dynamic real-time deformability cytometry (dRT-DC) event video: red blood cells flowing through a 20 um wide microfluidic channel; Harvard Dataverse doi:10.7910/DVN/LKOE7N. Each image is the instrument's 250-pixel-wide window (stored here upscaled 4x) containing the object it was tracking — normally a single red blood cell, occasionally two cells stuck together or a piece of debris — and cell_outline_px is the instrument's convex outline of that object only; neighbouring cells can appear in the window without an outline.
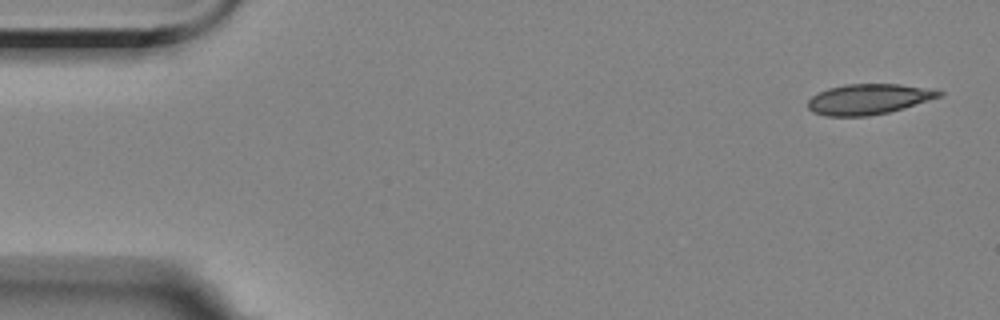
{"species": "Egyptian fruit bat (a non-hibernating species)", "species_latin": "Rousettus aegyptiacus", "temperature_condition": "room temperature", "stored_images_in_passage": 4, "camera_frame_rate_fps": 3000, "um_per_image_px": 0.085, "animal": {"sex": "female"}, "frame": {"image": 1, "passage_image": 1, "time_ms": 0.0, "image_size_px": [1000, 320], "cell_outline_px": [[944, 96], [904, 108], [888, 112], [868, 116], [824, 116], [812, 112], [808, 108], [808, 100], [812, 96], [828, 88], [844, 84], [900, 84], [936, 88], [944, 92]], "centroid_in_image_um": [73.89, 8.42], "position_along_channel_um": 11.1, "area_um2": 23.64}}